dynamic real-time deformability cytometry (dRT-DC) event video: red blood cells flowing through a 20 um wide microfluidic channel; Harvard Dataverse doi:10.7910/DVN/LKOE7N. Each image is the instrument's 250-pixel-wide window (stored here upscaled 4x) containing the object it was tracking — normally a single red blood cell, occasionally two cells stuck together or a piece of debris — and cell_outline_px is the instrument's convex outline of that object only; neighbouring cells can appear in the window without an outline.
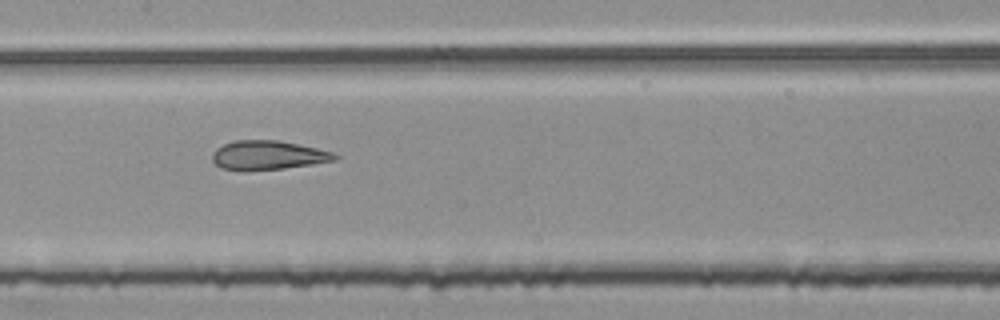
{"species": "common noctule bat (a hibernating species)", "species_latin": "Nyctalus noctula", "temperature_condition": "room temperature", "stored_images_in_passage": 6, "camera_frame_rate_fps": 3000, "um_per_image_px": 0.085, "animal": {"sex": "female", "body_mass_g": 25.1}, "frame": {"image": 1, "passage_image": 5, "time_ms": 1.333, "image_size_px": [1000, 320], "cell_outline_px": [[340, 156], [336, 160], [312, 164], [284, 168], [244, 172], [224, 168], [216, 164], [212, 160], [212, 152], [216, 148], [224, 144], [236, 140], [276, 140], [316, 148], [332, 152]], "centroid_in_image_um": [22.75, 13.21], "position_along_channel_um": 184.7, "area_um2": 20.81}}